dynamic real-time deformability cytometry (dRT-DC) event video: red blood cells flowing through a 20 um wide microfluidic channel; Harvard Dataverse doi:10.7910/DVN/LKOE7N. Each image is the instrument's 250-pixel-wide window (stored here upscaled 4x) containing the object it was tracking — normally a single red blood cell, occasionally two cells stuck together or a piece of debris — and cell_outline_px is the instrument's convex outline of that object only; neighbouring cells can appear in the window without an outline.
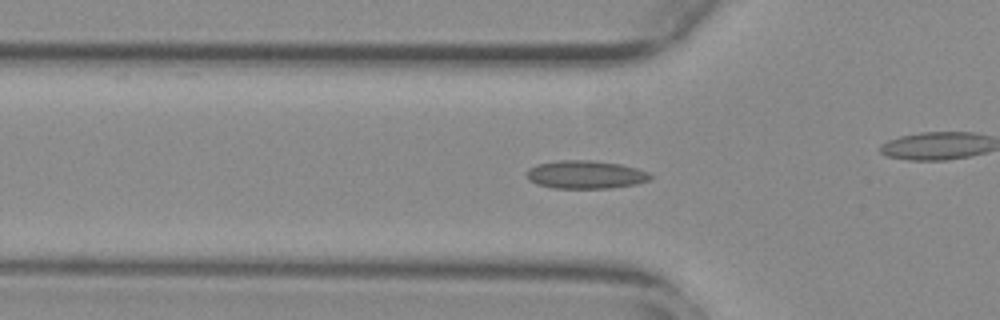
{"species": "common noctule bat (a hibernating species)", "species_latin": "Nyctalus noctula", "temperature_condition": "warm", "stored_images_in_passage": 39, "camera_frame_rate_fps": 3000, "um_per_image_px": 0.085, "animal": {"sex": "female", "body_mass_g": 29.2, "forearm_length_mm": 56.3}, "frame": {"image": 1, "passage_image": 2, "time_ms": 0.333, "image_size_px": [1000, 320], "cell_outline_px": [[652, 176], [648, 180], [636, 184], [612, 188], [552, 188], [536, 184], [528, 180], [524, 172], [528, 168], [536, 164], [560, 160], [588, 160], [620, 164], [636, 168], [648, 172]], "centroid_in_image_um": [49.7, 14.84], "position_along_channel_um": 76.1, "area_um2": 20.4}}
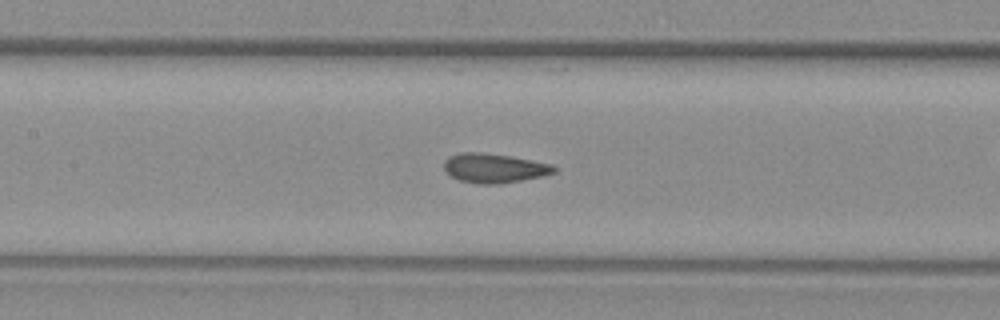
{"frame": {"image": 2, "passage_image": 9, "time_ms": 2.667, "image_size_px": [1000, 320], "cell_outline_px": [[556, 172], [544, 176], [500, 184], [480, 184], [460, 180], [452, 176], [444, 168], [444, 160], [460, 152], [480, 152], [508, 156], [552, 164], [556, 168]], "centroid_in_image_um": [42.03, 14.3], "position_along_channel_um": 165.4, "area_um2": 18.61}}
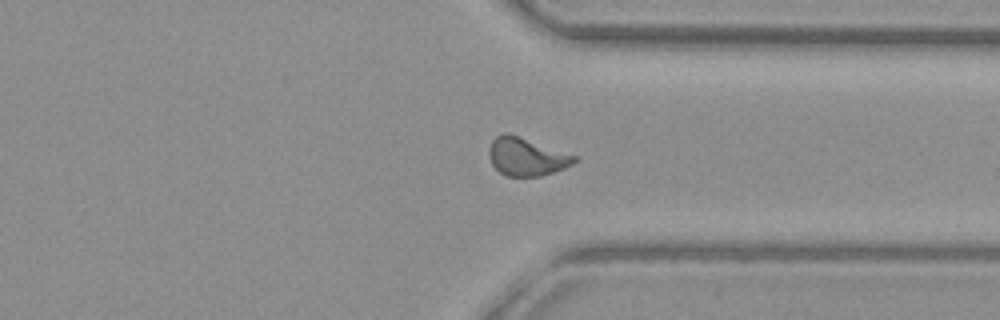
{"frame": {"image": 3, "passage_image": 25, "time_ms": 8.0, "image_size_px": [1000, 320], "cell_outline_px": [[580, 160], [564, 168], [540, 176], [504, 176], [492, 164], [488, 152], [488, 148], [492, 140], [496, 136], [504, 132], [508, 132], [576, 156]], "centroid_in_image_um": [44.73, 13.31], "position_along_channel_um": 366.7, "area_um2": 18.84}, "authors_computed_cell_mechanics": {"area_um2": 18.3804, "velocity_mm_per_s": 3.7944, "shape_relaxation_time_tau1_ms": null, "shape_relaxation_time_tau2_ms": 0.9858, "deformation_change_tau1": null, "deformation_change_tau2": 0.0686}}